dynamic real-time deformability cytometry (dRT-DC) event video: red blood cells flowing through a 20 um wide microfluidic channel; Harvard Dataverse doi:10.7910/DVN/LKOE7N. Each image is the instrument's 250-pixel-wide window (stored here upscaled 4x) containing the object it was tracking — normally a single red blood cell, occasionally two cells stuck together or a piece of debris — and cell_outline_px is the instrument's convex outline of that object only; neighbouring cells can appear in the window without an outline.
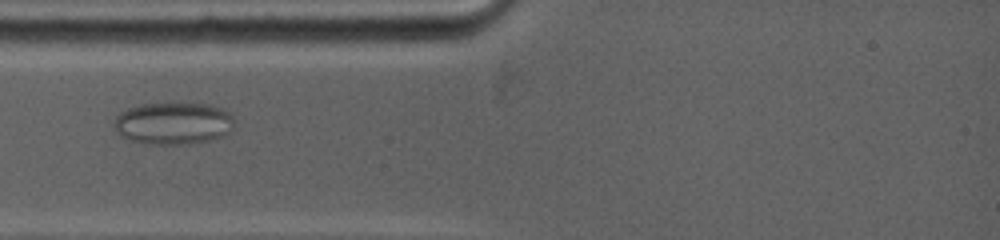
{"species": "common noctule bat (a hibernating species)", "species_latin": "Nyctalus noctula", "temperature_condition": "warm", "stored_images_in_passage": 45, "camera_frame_rate_fps": 5000, "um_per_image_px": 0.085, "animal": {"sex": "female", "body_mass_g": 19.0, "forearm_length_mm": 53.3}, "frame": {"image": 1, "passage_image": 10, "time_ms": 3.0, "image_size_px": [1000, 240], "cell_outline_px": [[232, 128], [224, 136], [192, 144], [148, 144], [132, 140], [120, 136], [116, 132], [112, 124], [116, 116], [120, 112], [128, 108], [140, 104], [208, 104], [224, 108], [232, 116]], "centroid_in_image_um": [14.7, 10.49], "position_along_channel_um": 70.3, "area_um2": 29.59}}
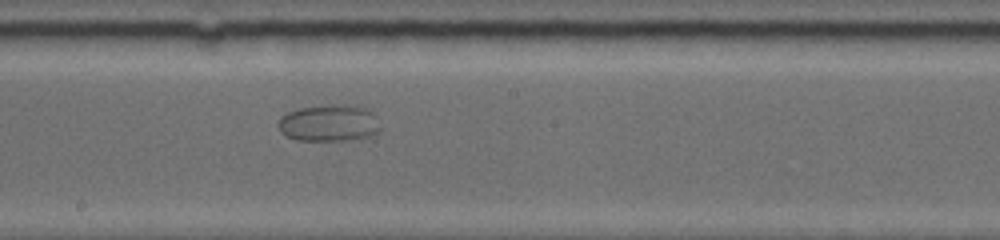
{"frame": {"image": 2, "passage_image": 23, "time_ms": 7.2, "image_size_px": [1000, 240], "cell_outline_px": [[380, 132], [360, 140], [296, 140], [284, 136], [280, 132], [276, 124], [288, 112], [300, 108], [332, 104], [368, 108], [376, 116], [380, 128]], "centroid_in_image_um": [27.99, 10.48], "position_along_channel_um": 220.2, "area_um2": 22.08}}
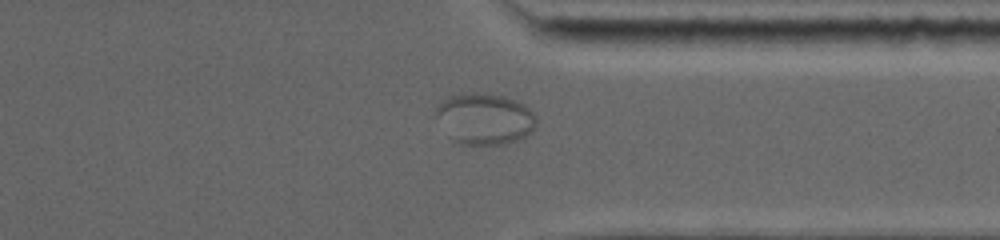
{"frame": {"image": 3, "passage_image": 35, "time_ms": 11.4, "image_size_px": [1000, 240], "cell_outline_px": [[536, 128], [528, 136], [504, 144], [460, 144], [452, 140], [448, 136], [436, 116], [436, 108], [448, 96], [476, 92], [484, 92], [504, 96], [516, 100], [524, 104], [536, 116]], "centroid_in_image_um": [41.22, 10.09], "position_along_channel_um": 370.2, "area_um2": 30.11}}